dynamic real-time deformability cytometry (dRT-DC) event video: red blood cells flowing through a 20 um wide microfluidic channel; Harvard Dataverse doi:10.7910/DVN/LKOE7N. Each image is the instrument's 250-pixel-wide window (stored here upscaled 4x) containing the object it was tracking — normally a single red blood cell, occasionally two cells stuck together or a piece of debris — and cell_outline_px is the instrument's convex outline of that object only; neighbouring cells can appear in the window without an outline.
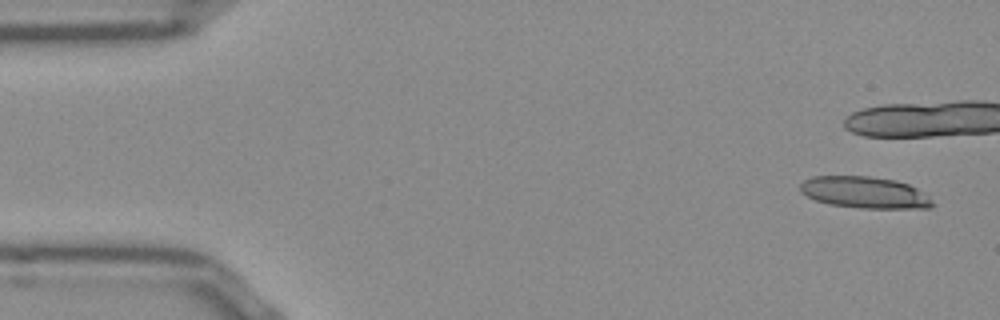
{"species": "Egyptian fruit bat (a non-hibernating species)", "species_latin": "Rousettus aegyptiacus", "temperature_condition": "room temperature", "stored_images_in_passage": 10, "camera_frame_rate_fps": 3000, "um_per_image_px": 0.085, "frame": {"image": 1, "passage_image": 1, "time_ms": 0.0, "image_size_px": [1000, 320], "cell_outline_px": [[936, 204], [932, 208], [860, 208], [828, 204], [816, 200], [800, 192], [800, 184], [804, 180], [812, 176], [868, 176], [896, 180], [908, 184], [916, 188]], "centroid_in_image_um": [73.48, 16.36], "position_along_channel_um": 11.5, "area_um2": 24.33}}